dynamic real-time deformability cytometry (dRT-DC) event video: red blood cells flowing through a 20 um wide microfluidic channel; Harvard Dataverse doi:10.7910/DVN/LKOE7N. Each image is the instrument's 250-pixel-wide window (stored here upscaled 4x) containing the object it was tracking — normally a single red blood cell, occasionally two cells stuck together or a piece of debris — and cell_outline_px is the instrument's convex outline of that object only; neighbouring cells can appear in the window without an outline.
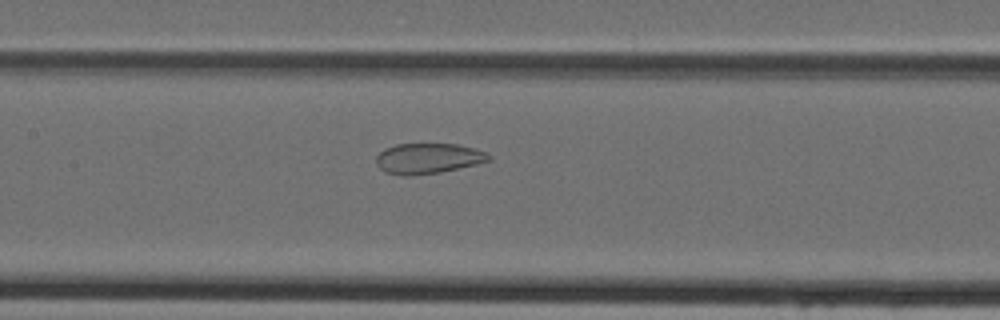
{"species": "Egyptian fruit bat (a non-hibernating species)", "species_latin": "Rousettus aegyptiacus", "temperature_condition": "cold", "stored_images_in_passage": 47, "camera_frame_rate_fps": 3000, "um_per_image_px": 0.085, "animal": {"sex": "female"}, "frame": {"image": 1, "passage_image": 23, "time_ms": 7.333, "image_size_px": [1000, 320], "cell_outline_px": [[492, 160], [476, 164], [440, 172], [412, 176], [404, 176], [384, 172], [376, 164], [376, 156], [384, 148], [396, 144], [456, 144], [472, 148], [484, 152], [492, 156]], "centroid_in_image_um": [36.35, 13.47], "position_along_channel_um": 171.1, "area_um2": 20.0}}
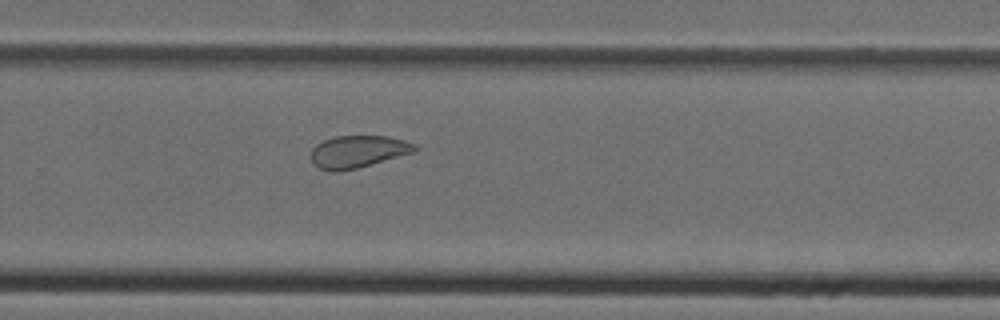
{"frame": {"image": 2, "passage_image": 32, "time_ms": 10.333, "image_size_px": [1000, 320], "cell_outline_px": [[420, 148], [416, 152], [356, 168], [336, 172], [332, 172], [320, 168], [312, 164], [312, 148], [316, 144], [324, 140], [336, 136], [388, 136], [404, 140], [416, 144]], "centroid_in_image_um": [30.46, 12.88], "position_along_channel_um": 299.3, "area_um2": 19.59}}
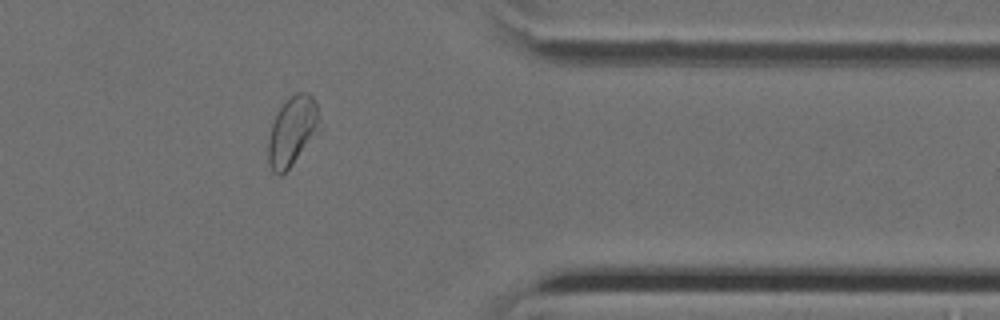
{"frame": {"image": 3, "passage_image": 39, "time_ms": 12.667, "image_size_px": [1000, 320], "cell_outline_px": [[324, 128], [292, 164], [280, 176], [272, 172], [268, 164], [268, 140], [272, 124], [276, 112], [284, 100], [288, 96], [296, 92], [308, 92], [316, 100], [324, 124]], "centroid_in_image_um": [24.92, 11.09], "position_along_channel_um": 386.5, "area_um2": 21.79}}